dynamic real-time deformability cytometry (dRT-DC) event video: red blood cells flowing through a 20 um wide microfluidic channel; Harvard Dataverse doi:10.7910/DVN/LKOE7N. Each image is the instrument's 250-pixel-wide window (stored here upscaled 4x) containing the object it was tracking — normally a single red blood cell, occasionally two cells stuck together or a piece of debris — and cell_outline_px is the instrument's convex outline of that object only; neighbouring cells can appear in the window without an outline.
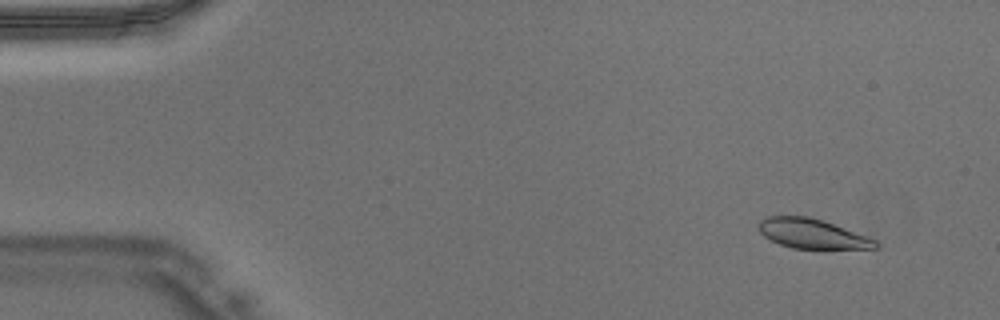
{"species": "Egyptian fruit bat (a non-hibernating species)", "species_latin": "Rousettus aegyptiacus", "temperature_condition": "warm", "stored_images_in_passage": 47, "camera_frame_rate_fps": 3000, "um_per_image_px": 0.085, "animal": {"sex": "male"}, "frame": {"image": 1, "passage_image": 4, "time_ms": 1.0, "image_size_px": [1000, 320], "cell_outline_px": [[880, 248], [792, 248], [780, 244], [764, 236], [760, 232], [760, 220], [768, 216], [808, 216], [832, 224], [876, 240], [880, 244]], "centroid_in_image_um": [69.02, 19.87], "position_along_channel_um": 16.0, "area_um2": 19.59}}
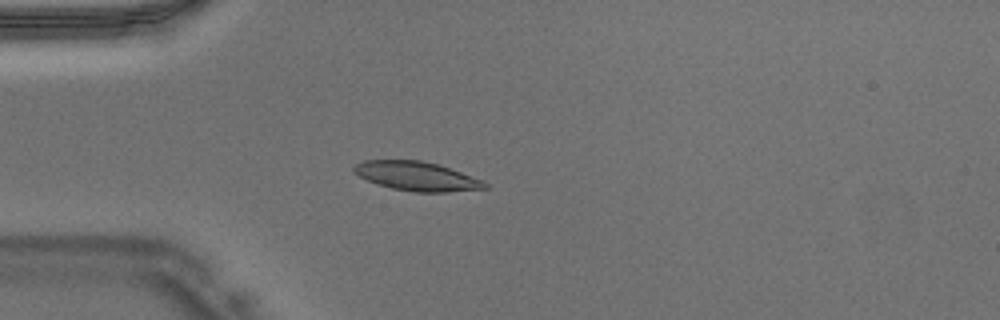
{"frame": {"image": 2, "passage_image": 13, "time_ms": 4.0, "image_size_px": [1000, 320], "cell_outline_px": [[488, 188], [448, 192], [412, 192], [392, 188], [376, 184], [352, 172], [352, 168], [356, 164], [364, 160], [420, 160], [440, 164], [484, 180], [488, 184]], "centroid_in_image_um": [35.45, 14.97], "position_along_channel_um": 49.5, "area_um2": 22.43}}
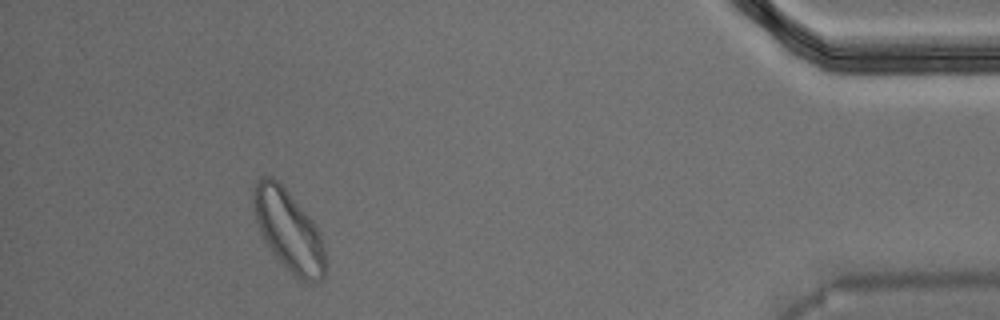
{"frame": {"image": 3, "passage_image": 43, "time_ms": 14.0, "image_size_px": [1000, 320], "cell_outline_px": [[324, 276], [320, 280], [300, 280], [272, 252], [264, 240], [260, 232], [256, 220], [252, 204], [252, 188], [264, 176], [272, 176], [288, 192], [312, 220], [324, 244]], "centroid_in_image_um": [24.49, 19.55], "position_along_channel_um": 410.7, "area_um2": 32.95}}